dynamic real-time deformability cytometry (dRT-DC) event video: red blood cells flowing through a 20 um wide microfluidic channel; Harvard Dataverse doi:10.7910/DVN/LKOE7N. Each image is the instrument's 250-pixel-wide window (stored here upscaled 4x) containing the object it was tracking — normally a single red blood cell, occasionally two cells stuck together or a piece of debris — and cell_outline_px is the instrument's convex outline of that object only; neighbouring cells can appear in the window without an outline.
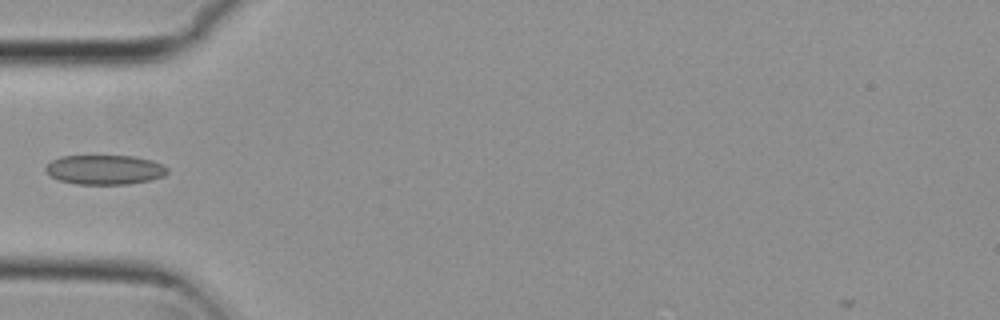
{"species": "common noctule bat (a hibernating species)", "species_latin": "Nyctalus noctula", "temperature_condition": "cold", "stored_images_in_passage": 33, "camera_frame_rate_fps": 3000, "um_per_image_px": 0.085, "animal": {"sex": "female", "body_mass_g": 29.2, "forearm_length_mm": 56.3}, "frame": {"image": 1, "passage_image": 1, "time_ms": 0.0, "image_size_px": [1000, 320], "cell_outline_px": [[168, 172], [164, 176], [152, 180], [128, 184], [76, 184], [60, 180], [52, 176], [44, 168], [52, 160], [60, 156], [132, 156], [152, 160], [168, 168]], "centroid_in_image_um": [8.93, 14.42], "position_along_channel_um": 76.1, "area_um2": 20.87}}
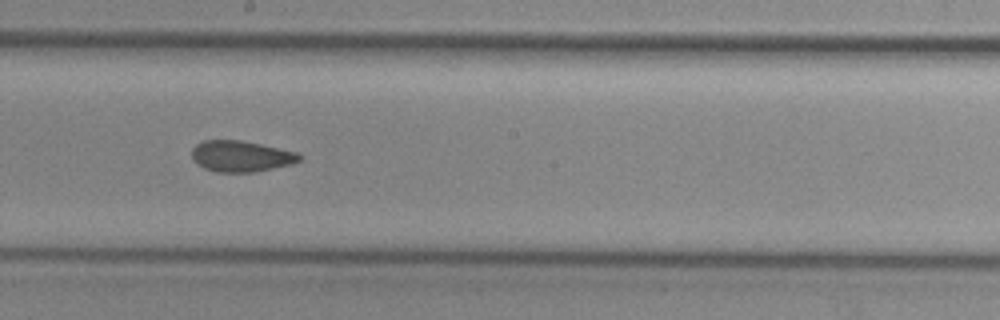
{"frame": {"image": 2, "passage_image": 13, "time_ms": 4.0, "image_size_px": [1000, 320], "cell_outline_px": [[300, 160], [292, 164], [252, 172], [216, 172], [204, 168], [196, 164], [192, 156], [192, 148], [196, 144], [204, 140], [240, 140], [260, 144], [296, 152], [300, 156]], "centroid_in_image_um": [20.44, 13.28], "position_along_channel_um": 227.8, "area_um2": 19.31}}
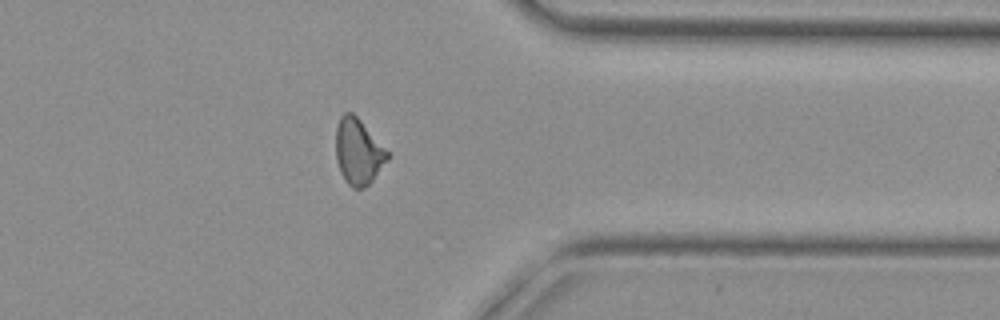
{"frame": {"image": 3, "passage_image": 26, "time_ms": 8.333, "image_size_px": [1000, 320], "cell_outline_px": [[388, 160], [372, 180], [364, 188], [352, 188], [344, 180], [340, 172], [336, 160], [336, 128], [340, 116], [344, 112], [352, 112], [360, 120], [388, 152]], "centroid_in_image_um": [30.42, 12.9], "position_along_channel_um": 381.0, "area_um2": 19.59}}